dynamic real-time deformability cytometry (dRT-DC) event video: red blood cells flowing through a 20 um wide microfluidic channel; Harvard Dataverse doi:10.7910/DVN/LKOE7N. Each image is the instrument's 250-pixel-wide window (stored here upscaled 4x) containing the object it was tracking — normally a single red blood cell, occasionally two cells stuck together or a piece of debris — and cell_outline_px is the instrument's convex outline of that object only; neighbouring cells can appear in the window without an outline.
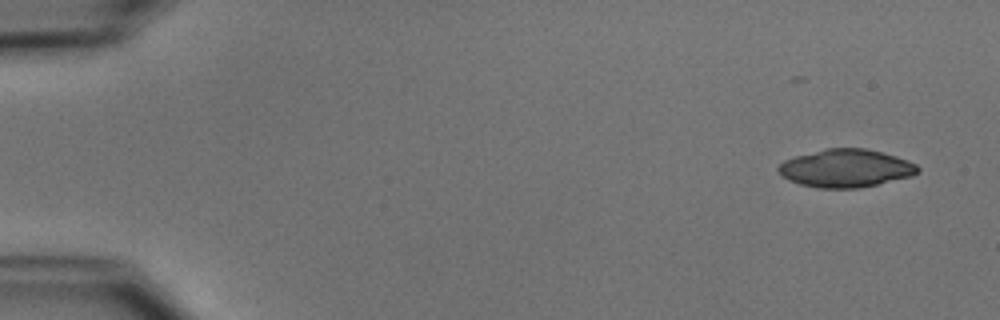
{"species": "common noctule bat (a hibernating species)", "species_latin": "Nyctalus noctula", "temperature_condition": "cold", "stored_images_in_passage": 41, "camera_frame_rate_fps": 3000, "um_per_image_px": 0.085, "animal": {"sex": "male", "body_mass_g": 15.6}, "frame": {"image": 1, "passage_image": 1, "time_ms": 0.0, "image_size_px": [1000, 320], "cell_outline_px": [[920, 172], [912, 176], [860, 188], [820, 188], [800, 184], [788, 180], [776, 168], [784, 160], [796, 156], [824, 148], [868, 148], [896, 156], [908, 160], [916, 164], [920, 168]], "centroid_in_image_um": [71.92, 14.29], "position_along_channel_um": 13.1, "area_um2": 30.92}}